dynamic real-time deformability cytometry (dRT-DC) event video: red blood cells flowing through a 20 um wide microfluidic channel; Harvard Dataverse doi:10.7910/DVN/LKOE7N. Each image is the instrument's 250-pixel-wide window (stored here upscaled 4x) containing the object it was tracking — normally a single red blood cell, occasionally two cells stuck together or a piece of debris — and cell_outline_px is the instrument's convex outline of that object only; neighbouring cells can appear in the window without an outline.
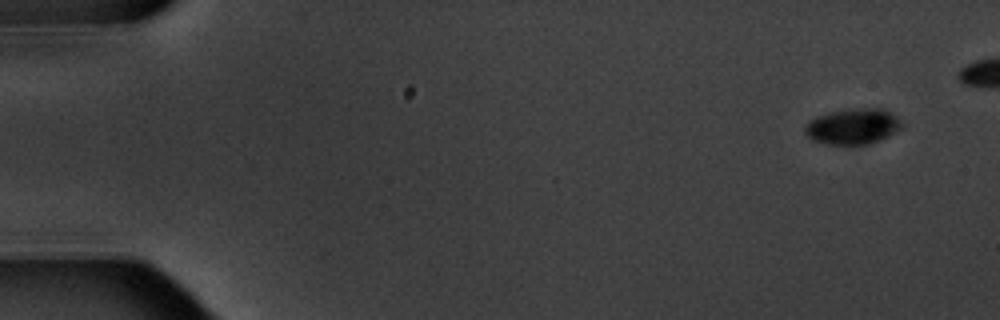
{"species": "common noctule bat (a hibernating species)", "species_latin": "Nyctalus noctula", "temperature_condition": "warm", "stored_images_in_passage": 6, "camera_frame_rate_fps": 3000, "um_per_image_px": 0.085, "animal": {"sex": "male", "body_mass_g": 20.1, "forearm_length_mm": 53.5}, "frame": {"image": 1, "passage_image": 1, "time_ms": 0.0, "image_size_px": [1000, 320], "cell_outline_px": [[904, 128], [880, 140], [868, 144], [824, 144], [812, 140], [804, 132], [804, 128], [808, 120], [832, 112], [872, 108], [880, 108], [896, 116], [904, 124]], "centroid_in_image_um": [72.51, 10.77], "position_along_channel_um": 12.5, "area_um2": 19.88}}
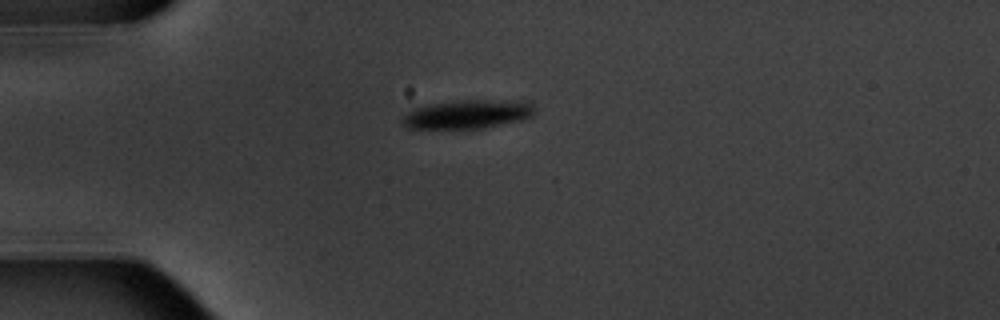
{"frame": {"image": 2, "passage_image": 6, "time_ms": 6.667, "image_size_px": [1000, 320], "cell_outline_px": [[532, 116], [520, 120], [484, 128], [408, 128], [400, 120], [412, 108], [428, 104], [456, 100], [528, 100], [532, 104]], "centroid_in_image_um": [39.74, 9.69], "position_along_channel_um": 45.3, "area_um2": 22.2}}